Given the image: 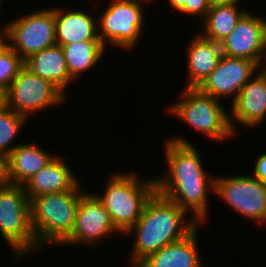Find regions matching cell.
Listing matches in <instances>:
<instances>
[{"label":"cell","mask_w":266,"mask_h":267,"mask_svg":"<svg viewBox=\"0 0 266 267\" xmlns=\"http://www.w3.org/2000/svg\"><path fill=\"white\" fill-rule=\"evenodd\" d=\"M265 40L266 18L247 10L235 28L220 43L222 55L258 63Z\"/></svg>","instance_id":"cell-13"},{"label":"cell","mask_w":266,"mask_h":267,"mask_svg":"<svg viewBox=\"0 0 266 267\" xmlns=\"http://www.w3.org/2000/svg\"><path fill=\"white\" fill-rule=\"evenodd\" d=\"M188 215L184 209L156 191L146 202L138 221L124 235L135 234L128 260L130 267H137L150 254L190 234L199 223Z\"/></svg>","instance_id":"cell-2"},{"label":"cell","mask_w":266,"mask_h":267,"mask_svg":"<svg viewBox=\"0 0 266 267\" xmlns=\"http://www.w3.org/2000/svg\"><path fill=\"white\" fill-rule=\"evenodd\" d=\"M179 97L167 107L169 114L215 142L235 137L230 125V112L222 105L223 101L202 93L198 88L184 87Z\"/></svg>","instance_id":"cell-5"},{"label":"cell","mask_w":266,"mask_h":267,"mask_svg":"<svg viewBox=\"0 0 266 267\" xmlns=\"http://www.w3.org/2000/svg\"><path fill=\"white\" fill-rule=\"evenodd\" d=\"M230 106V125L235 135L236 123L249 129L260 127L266 121V80L256 72Z\"/></svg>","instance_id":"cell-14"},{"label":"cell","mask_w":266,"mask_h":267,"mask_svg":"<svg viewBox=\"0 0 266 267\" xmlns=\"http://www.w3.org/2000/svg\"><path fill=\"white\" fill-rule=\"evenodd\" d=\"M210 8L208 0H186L184 7L179 12L186 16L190 15V17H202L203 21Z\"/></svg>","instance_id":"cell-25"},{"label":"cell","mask_w":266,"mask_h":267,"mask_svg":"<svg viewBox=\"0 0 266 267\" xmlns=\"http://www.w3.org/2000/svg\"><path fill=\"white\" fill-rule=\"evenodd\" d=\"M201 226L199 224L185 238L150 254L137 267H204L197 239Z\"/></svg>","instance_id":"cell-18"},{"label":"cell","mask_w":266,"mask_h":267,"mask_svg":"<svg viewBox=\"0 0 266 267\" xmlns=\"http://www.w3.org/2000/svg\"><path fill=\"white\" fill-rule=\"evenodd\" d=\"M40 145L19 143L8 156L9 180L13 185H24L32 176L48 165L56 156Z\"/></svg>","instance_id":"cell-20"},{"label":"cell","mask_w":266,"mask_h":267,"mask_svg":"<svg viewBox=\"0 0 266 267\" xmlns=\"http://www.w3.org/2000/svg\"><path fill=\"white\" fill-rule=\"evenodd\" d=\"M0 10H1V8H0ZM0 32H4V26H2V25H1V28H0Z\"/></svg>","instance_id":"cell-33"},{"label":"cell","mask_w":266,"mask_h":267,"mask_svg":"<svg viewBox=\"0 0 266 267\" xmlns=\"http://www.w3.org/2000/svg\"><path fill=\"white\" fill-rule=\"evenodd\" d=\"M249 9L238 5L214 6L209 9L199 32L204 38L221 43L235 28L236 23Z\"/></svg>","instance_id":"cell-22"},{"label":"cell","mask_w":266,"mask_h":267,"mask_svg":"<svg viewBox=\"0 0 266 267\" xmlns=\"http://www.w3.org/2000/svg\"><path fill=\"white\" fill-rule=\"evenodd\" d=\"M136 174L117 171L108 177L103 194L94 192L122 235L138 221L146 202L157 191L156 178L146 180Z\"/></svg>","instance_id":"cell-3"},{"label":"cell","mask_w":266,"mask_h":267,"mask_svg":"<svg viewBox=\"0 0 266 267\" xmlns=\"http://www.w3.org/2000/svg\"><path fill=\"white\" fill-rule=\"evenodd\" d=\"M213 194L241 216L266 226V184L253 175H217Z\"/></svg>","instance_id":"cell-9"},{"label":"cell","mask_w":266,"mask_h":267,"mask_svg":"<svg viewBox=\"0 0 266 267\" xmlns=\"http://www.w3.org/2000/svg\"><path fill=\"white\" fill-rule=\"evenodd\" d=\"M145 0H112L97 19L98 37L107 48L133 49L143 35Z\"/></svg>","instance_id":"cell-7"},{"label":"cell","mask_w":266,"mask_h":267,"mask_svg":"<svg viewBox=\"0 0 266 267\" xmlns=\"http://www.w3.org/2000/svg\"><path fill=\"white\" fill-rule=\"evenodd\" d=\"M66 96L51 81L23 67L7 89V107L30 118L35 112L63 104Z\"/></svg>","instance_id":"cell-10"},{"label":"cell","mask_w":266,"mask_h":267,"mask_svg":"<svg viewBox=\"0 0 266 267\" xmlns=\"http://www.w3.org/2000/svg\"><path fill=\"white\" fill-rule=\"evenodd\" d=\"M68 73L76 82V79L82 77L83 72H87L92 67L99 64L105 53L106 47L100 40H88L82 42H73L62 46Z\"/></svg>","instance_id":"cell-21"},{"label":"cell","mask_w":266,"mask_h":267,"mask_svg":"<svg viewBox=\"0 0 266 267\" xmlns=\"http://www.w3.org/2000/svg\"><path fill=\"white\" fill-rule=\"evenodd\" d=\"M7 107V89L0 86V109Z\"/></svg>","instance_id":"cell-30"},{"label":"cell","mask_w":266,"mask_h":267,"mask_svg":"<svg viewBox=\"0 0 266 267\" xmlns=\"http://www.w3.org/2000/svg\"><path fill=\"white\" fill-rule=\"evenodd\" d=\"M164 144L168 170L155 177L156 190L203 224L209 217L208 191L214 193L215 176L205 171L196 145L182 135L169 137Z\"/></svg>","instance_id":"cell-1"},{"label":"cell","mask_w":266,"mask_h":267,"mask_svg":"<svg viewBox=\"0 0 266 267\" xmlns=\"http://www.w3.org/2000/svg\"><path fill=\"white\" fill-rule=\"evenodd\" d=\"M74 9L54 7L56 43L64 46L73 42L100 40L97 19L82 8Z\"/></svg>","instance_id":"cell-17"},{"label":"cell","mask_w":266,"mask_h":267,"mask_svg":"<svg viewBox=\"0 0 266 267\" xmlns=\"http://www.w3.org/2000/svg\"><path fill=\"white\" fill-rule=\"evenodd\" d=\"M211 7L222 5H239L240 0H208ZM243 1V0H242Z\"/></svg>","instance_id":"cell-29"},{"label":"cell","mask_w":266,"mask_h":267,"mask_svg":"<svg viewBox=\"0 0 266 267\" xmlns=\"http://www.w3.org/2000/svg\"><path fill=\"white\" fill-rule=\"evenodd\" d=\"M81 183L72 190L30 200L31 226L41 248L59 245L72 232L79 200L85 193Z\"/></svg>","instance_id":"cell-4"},{"label":"cell","mask_w":266,"mask_h":267,"mask_svg":"<svg viewBox=\"0 0 266 267\" xmlns=\"http://www.w3.org/2000/svg\"><path fill=\"white\" fill-rule=\"evenodd\" d=\"M4 41L23 60L56 45L54 7L31 11L5 23Z\"/></svg>","instance_id":"cell-8"},{"label":"cell","mask_w":266,"mask_h":267,"mask_svg":"<svg viewBox=\"0 0 266 267\" xmlns=\"http://www.w3.org/2000/svg\"><path fill=\"white\" fill-rule=\"evenodd\" d=\"M8 156L0 154V188L9 186Z\"/></svg>","instance_id":"cell-27"},{"label":"cell","mask_w":266,"mask_h":267,"mask_svg":"<svg viewBox=\"0 0 266 267\" xmlns=\"http://www.w3.org/2000/svg\"><path fill=\"white\" fill-rule=\"evenodd\" d=\"M117 232L121 234L113 225L103 203L94 193L85 192L79 200L72 232L58 246L88 245L96 247L98 242L101 243L102 239L107 238L106 236Z\"/></svg>","instance_id":"cell-11"},{"label":"cell","mask_w":266,"mask_h":267,"mask_svg":"<svg viewBox=\"0 0 266 267\" xmlns=\"http://www.w3.org/2000/svg\"><path fill=\"white\" fill-rule=\"evenodd\" d=\"M23 67L24 60L3 41L0 44V86L8 89Z\"/></svg>","instance_id":"cell-24"},{"label":"cell","mask_w":266,"mask_h":267,"mask_svg":"<svg viewBox=\"0 0 266 267\" xmlns=\"http://www.w3.org/2000/svg\"><path fill=\"white\" fill-rule=\"evenodd\" d=\"M185 2L186 0H168L172 10L175 9L178 13L184 7Z\"/></svg>","instance_id":"cell-31"},{"label":"cell","mask_w":266,"mask_h":267,"mask_svg":"<svg viewBox=\"0 0 266 267\" xmlns=\"http://www.w3.org/2000/svg\"><path fill=\"white\" fill-rule=\"evenodd\" d=\"M253 176L266 184V151L256 158Z\"/></svg>","instance_id":"cell-26"},{"label":"cell","mask_w":266,"mask_h":267,"mask_svg":"<svg viewBox=\"0 0 266 267\" xmlns=\"http://www.w3.org/2000/svg\"><path fill=\"white\" fill-rule=\"evenodd\" d=\"M257 72V63L237 57L222 55L217 67L202 82L198 89L220 101L232 98V104L240 90Z\"/></svg>","instance_id":"cell-12"},{"label":"cell","mask_w":266,"mask_h":267,"mask_svg":"<svg viewBox=\"0 0 266 267\" xmlns=\"http://www.w3.org/2000/svg\"><path fill=\"white\" fill-rule=\"evenodd\" d=\"M28 118L8 107L0 109V154L9 156L19 145L12 144ZM26 121V122H25Z\"/></svg>","instance_id":"cell-23"},{"label":"cell","mask_w":266,"mask_h":267,"mask_svg":"<svg viewBox=\"0 0 266 267\" xmlns=\"http://www.w3.org/2000/svg\"><path fill=\"white\" fill-rule=\"evenodd\" d=\"M24 67L32 74L51 81L64 94L66 88L73 83L61 45H53L30 55L24 60Z\"/></svg>","instance_id":"cell-19"},{"label":"cell","mask_w":266,"mask_h":267,"mask_svg":"<svg viewBox=\"0 0 266 267\" xmlns=\"http://www.w3.org/2000/svg\"><path fill=\"white\" fill-rule=\"evenodd\" d=\"M0 234L17 261L40 251L31 226L30 200L23 185L0 188Z\"/></svg>","instance_id":"cell-6"},{"label":"cell","mask_w":266,"mask_h":267,"mask_svg":"<svg viewBox=\"0 0 266 267\" xmlns=\"http://www.w3.org/2000/svg\"><path fill=\"white\" fill-rule=\"evenodd\" d=\"M4 41V32H0V44Z\"/></svg>","instance_id":"cell-32"},{"label":"cell","mask_w":266,"mask_h":267,"mask_svg":"<svg viewBox=\"0 0 266 267\" xmlns=\"http://www.w3.org/2000/svg\"><path fill=\"white\" fill-rule=\"evenodd\" d=\"M193 37L186 45L188 82L185 88H198L217 67L222 56L219 43L204 38L199 31Z\"/></svg>","instance_id":"cell-16"},{"label":"cell","mask_w":266,"mask_h":267,"mask_svg":"<svg viewBox=\"0 0 266 267\" xmlns=\"http://www.w3.org/2000/svg\"><path fill=\"white\" fill-rule=\"evenodd\" d=\"M257 72L266 80V40L257 63Z\"/></svg>","instance_id":"cell-28"},{"label":"cell","mask_w":266,"mask_h":267,"mask_svg":"<svg viewBox=\"0 0 266 267\" xmlns=\"http://www.w3.org/2000/svg\"><path fill=\"white\" fill-rule=\"evenodd\" d=\"M73 172L66 160L57 154L23 185L28 199L72 190L80 182Z\"/></svg>","instance_id":"cell-15"}]
</instances>
